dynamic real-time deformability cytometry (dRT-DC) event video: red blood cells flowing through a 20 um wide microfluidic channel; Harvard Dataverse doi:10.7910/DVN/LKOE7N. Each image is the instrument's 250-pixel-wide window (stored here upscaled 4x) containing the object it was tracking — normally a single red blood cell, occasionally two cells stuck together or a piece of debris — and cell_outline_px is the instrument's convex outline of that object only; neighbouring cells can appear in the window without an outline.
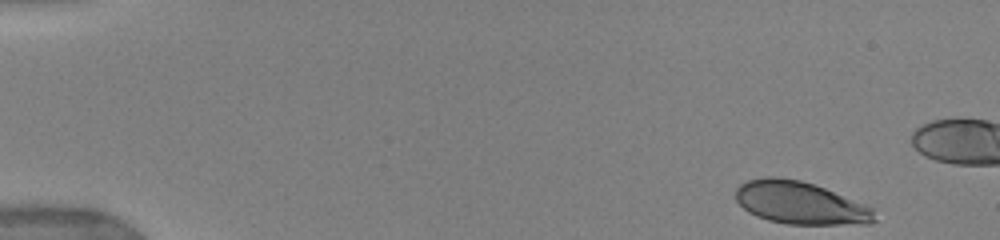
{"species": "human", "species_latin": "Homo sapiens", "temperature_condition": "warm", "stored_images_in_passage": 11, "camera_frame_rate_fps": 3000, "um_per_image_px": 0.085, "donor": {"sex": "female"}, "frame": {"image": 1, "passage_image": 1, "time_ms": 0.0, "image_size_px": [1000, 240], "cell_outline_px": [[876, 220], [868, 224], [788, 224], [768, 220], [756, 216], [748, 212], [736, 200], [736, 188], [740, 184], [748, 180], [764, 176], [776, 176], [800, 180], [824, 188], [876, 208]], "centroid_in_image_um": [68.04, 17.25], "position_along_channel_um": 17.0, "area_um2": 34.62}}